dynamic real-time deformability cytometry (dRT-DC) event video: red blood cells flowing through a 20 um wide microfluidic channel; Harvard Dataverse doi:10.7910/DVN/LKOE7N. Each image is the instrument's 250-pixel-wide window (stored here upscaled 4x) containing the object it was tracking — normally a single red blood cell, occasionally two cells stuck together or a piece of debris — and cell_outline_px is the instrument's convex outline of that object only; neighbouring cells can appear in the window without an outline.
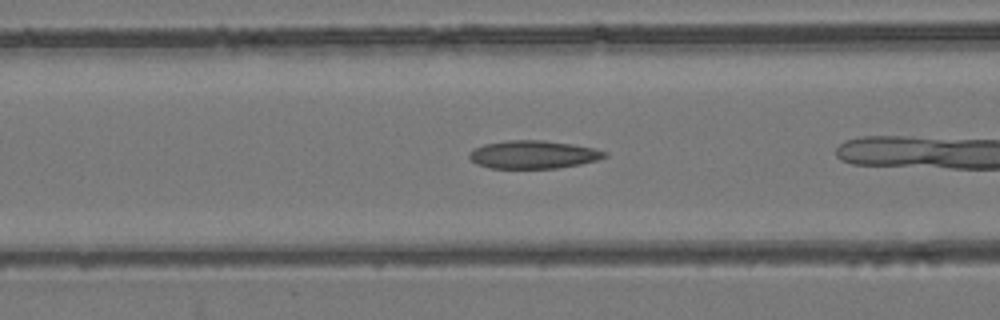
{"species": "common noctule bat (a hibernating species)", "species_latin": "Nyctalus noctula", "temperature_condition": "room temperature", "stored_images_in_passage": 16, "camera_frame_rate_fps": 3000, "um_per_image_px": 0.085, "animal": {"sex": "female", "body_mass_g": 24.6, "forearm_length_mm": 56.2}, "frame": {"image": 1, "passage_image": 5, "time_ms": 1.333, "image_size_px": [1000, 320], "cell_outline_px": [[608, 156], [596, 160], [580, 164], [556, 168], [488, 168], [476, 164], [468, 156], [472, 148], [484, 144], [508, 140], [544, 140], [572, 144], [592, 148], [608, 152]], "centroid_in_image_um": [45.3, 13.13], "position_along_channel_um": 121.3, "area_um2": 22.14}}
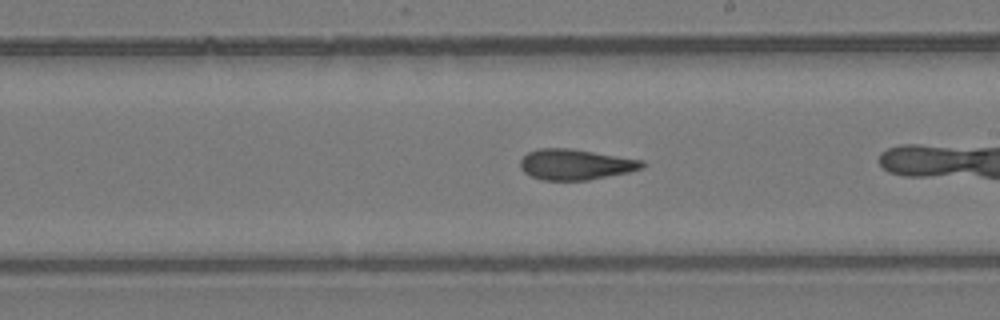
{"frame": {"image": 2, "passage_image": 14, "time_ms": 4.333, "image_size_px": [1000, 320], "cell_outline_px": [[644, 164], [640, 168], [628, 172], [588, 180], [540, 180], [524, 172], [520, 168], [520, 160], [528, 152], [540, 148], [572, 148], [644, 160]], "centroid_in_image_um": [48.89, 13.97], "position_along_channel_um": 240.1, "area_um2": 21.73}}